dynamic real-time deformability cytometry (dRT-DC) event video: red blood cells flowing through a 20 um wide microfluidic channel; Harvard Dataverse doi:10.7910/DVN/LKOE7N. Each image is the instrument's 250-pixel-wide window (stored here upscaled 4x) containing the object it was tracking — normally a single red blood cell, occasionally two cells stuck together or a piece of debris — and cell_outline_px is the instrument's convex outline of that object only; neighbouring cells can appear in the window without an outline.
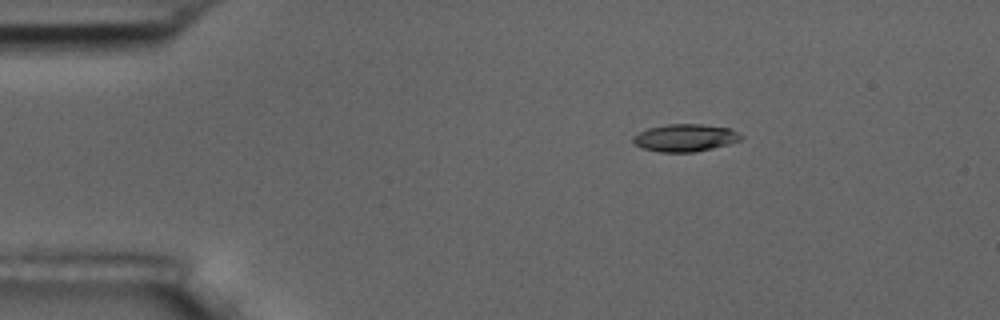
{"species": "common noctule bat (a hibernating species)", "species_latin": "Nyctalus noctula", "temperature_condition": "room temperature", "stored_images_in_passage": 5, "camera_frame_rate_fps": 3000, "um_per_image_px": 0.085, "animal": {"sex": "male", "body_mass_g": 17.5, "forearm_length_mm": 52.3}, "frame": {"image": 1, "passage_image": 2, "time_ms": 1.0, "image_size_px": [1000, 320], "cell_outline_px": [[744, 136], [740, 140], [728, 144], [712, 148], [692, 152], [660, 152], [640, 148], [632, 140], [632, 136], [648, 128], [668, 124], [700, 124], [732, 128]], "centroid_in_image_um": [58.24, 11.71], "position_along_channel_um": 26.8, "area_um2": 17.28}}
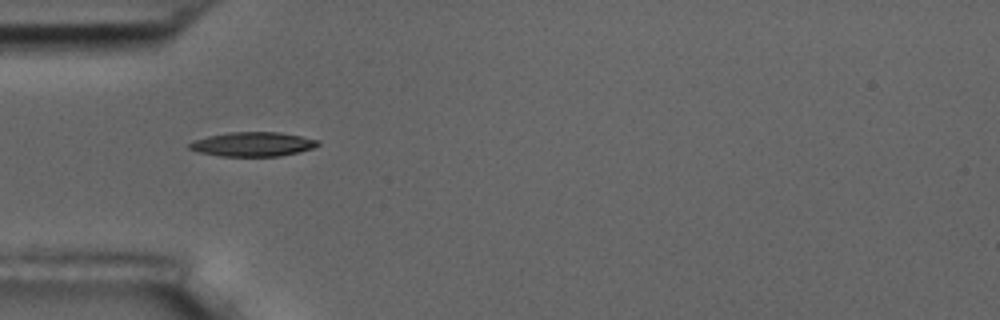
{"frame": {"image": 2, "passage_image": 4, "time_ms": 3.667, "image_size_px": [1000, 320], "cell_outline_px": [[320, 144], [312, 148], [300, 152], [280, 156], [220, 156], [196, 152], [188, 148], [188, 144], [192, 140], [208, 136], [228, 132], [280, 132], [320, 140]], "centroid_in_image_um": [21.46, 12.26], "position_along_channel_um": 63.5, "area_um2": 18.38}}